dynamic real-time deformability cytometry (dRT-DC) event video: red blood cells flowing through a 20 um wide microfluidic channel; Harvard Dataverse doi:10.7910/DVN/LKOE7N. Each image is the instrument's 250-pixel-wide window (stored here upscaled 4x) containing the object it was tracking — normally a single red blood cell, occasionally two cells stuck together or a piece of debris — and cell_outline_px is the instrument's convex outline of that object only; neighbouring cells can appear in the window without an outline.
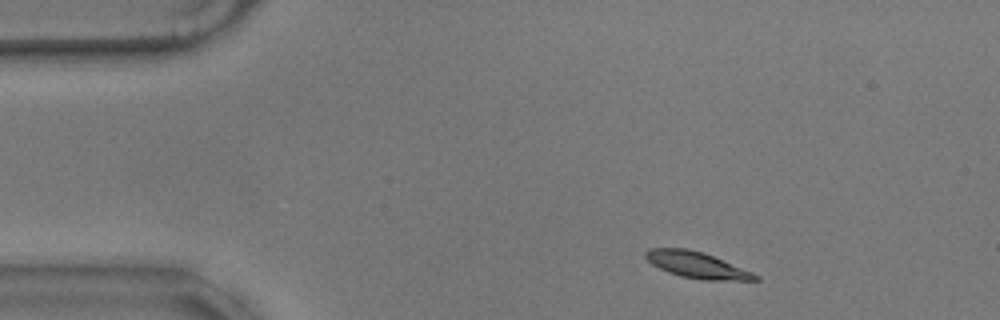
{"species": "common noctule bat (a hibernating species)", "species_latin": "Nyctalus noctula", "temperature_condition": "warm", "stored_images_in_passage": 53, "camera_frame_rate_fps": 3000, "um_per_image_px": 0.085, "animal": {"sex": "male", "body_mass_g": 17.9}, "frame": {"image": 1, "passage_image": 4, "time_ms": 1.0, "image_size_px": [1000, 320], "cell_outline_px": [[760, 280], [704, 280], [680, 276], [668, 272], [652, 264], [644, 256], [644, 252], [648, 248], [688, 248], [704, 252], [752, 272], [760, 276]], "centroid_in_image_um": [59.22, 22.51], "position_along_channel_um": 25.8, "area_um2": 16.76}}
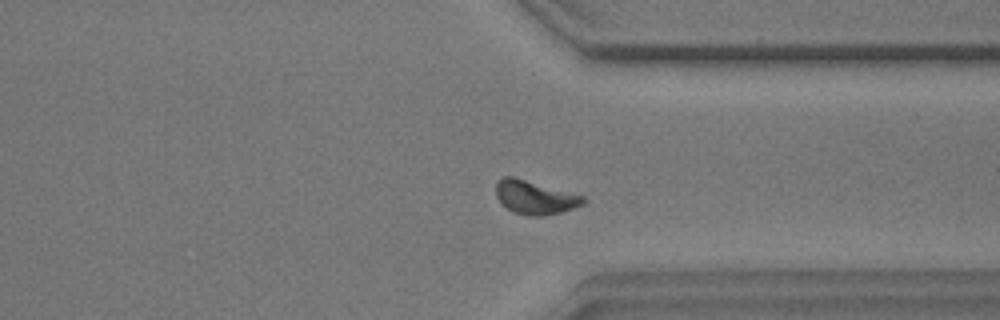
{"frame": {"image": 2, "passage_image": 39, "time_ms": 12.667, "image_size_px": [1000, 320], "cell_outline_px": [[588, 200], [584, 204], [560, 212], [540, 216], [528, 216], [512, 212], [500, 204], [496, 196], [496, 184], [504, 176], [512, 176], [584, 196]], "centroid_in_image_um": [45.45, 16.79], "position_along_channel_um": 366.0, "area_um2": 17.05}}
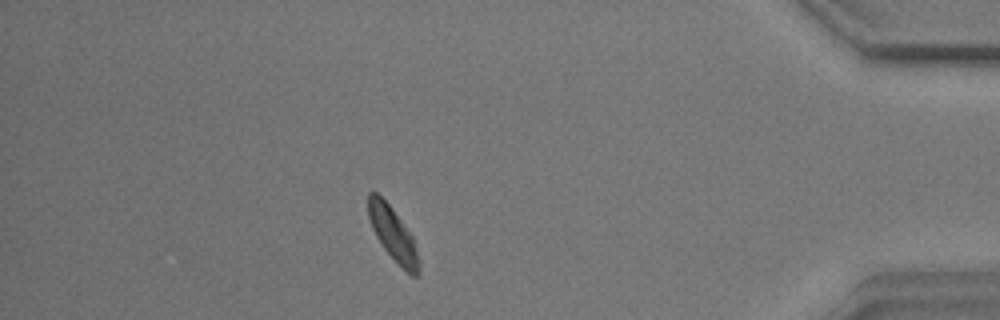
{"frame": {"image": 3, "passage_image": 46, "time_ms": 15.0, "image_size_px": [1000, 320], "cell_outline_px": [[420, 272], [416, 276], [412, 276], [384, 248], [376, 236], [372, 228], [368, 216], [368, 192], [376, 192], [392, 208], [412, 236], [420, 268]], "centroid_in_image_um": [33.37, 19.85], "position_along_channel_um": 401.8, "area_um2": 15.14}, "authors_computed_cell_mechanics": {"area_um2": 16.7042, "velocity_mm_per_s": 3.4429, "shape_relaxation_time_tau1_ms": 3.0155, "shape_relaxation_time_tau2_ms": null, "deformation_change_tau1": 0.1218, "deformation_change_tau2": null}}